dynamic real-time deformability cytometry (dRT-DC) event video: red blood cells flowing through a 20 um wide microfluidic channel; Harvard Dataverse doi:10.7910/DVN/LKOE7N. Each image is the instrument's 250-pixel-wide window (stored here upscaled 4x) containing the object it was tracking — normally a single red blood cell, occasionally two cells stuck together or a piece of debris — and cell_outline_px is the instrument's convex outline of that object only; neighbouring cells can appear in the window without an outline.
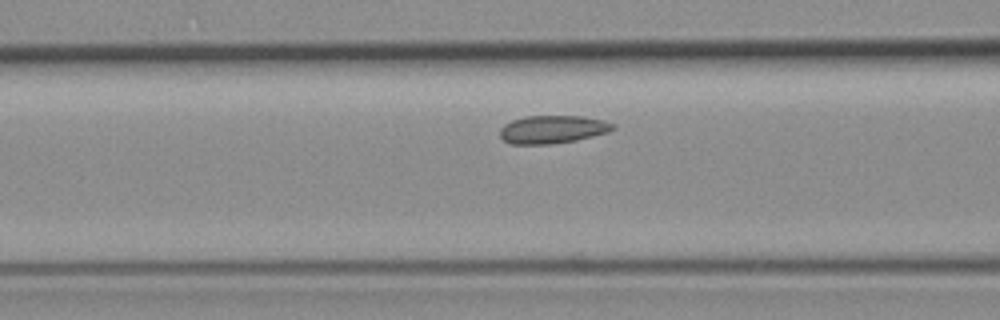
{"species": "common noctule bat (a hibernating species)", "species_latin": "Nyctalus noctula", "temperature_condition": "room temperature", "stored_images_in_passage": 4, "camera_frame_rate_fps": 3000, "um_per_image_px": 0.085, "animal": {"sex": "female", "body_mass_g": 19.3, "forearm_length_mm": 54.1}, "frame": {"image": 1, "passage_image": 3, "time_ms": 3.333, "image_size_px": [1000, 320], "cell_outline_px": [[616, 128], [608, 132], [576, 140], [552, 144], [512, 144], [504, 140], [500, 136], [500, 128], [504, 124], [512, 120], [524, 116], [584, 116], [604, 120], [616, 124]], "centroid_in_image_um": [46.98, 10.99], "position_along_channel_um": 119.6, "area_um2": 18.55}}